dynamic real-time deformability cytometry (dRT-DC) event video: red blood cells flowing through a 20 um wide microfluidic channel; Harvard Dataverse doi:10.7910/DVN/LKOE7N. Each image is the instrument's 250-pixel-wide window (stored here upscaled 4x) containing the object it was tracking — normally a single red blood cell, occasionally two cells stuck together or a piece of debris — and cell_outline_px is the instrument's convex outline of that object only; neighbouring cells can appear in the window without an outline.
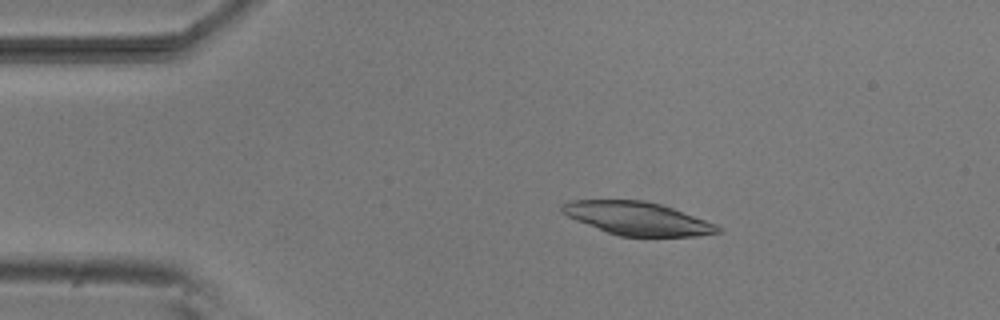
{"species": "common noctule bat (a hibernating species)", "species_latin": "Nyctalus noctula", "temperature_condition": "room temperature", "stored_images_in_passage": 43, "camera_frame_rate_fps": 3000, "um_per_image_px": 0.085, "animal": {"sex": "male", "body_mass_g": 20.5, "forearm_length_mm": 52.5}, "frame": {"image": 1, "passage_image": 1, "time_ms": 0.0, "image_size_px": [1000, 320], "cell_outline_px": [[724, 232], [696, 236], [620, 236], [608, 232], [576, 220], [560, 212], [560, 204], [568, 200], [644, 200], [660, 204], [672, 208], [716, 224], [724, 228]], "centroid_in_image_um": [54.18, 18.56], "position_along_channel_um": 30.8, "area_um2": 30.0}}